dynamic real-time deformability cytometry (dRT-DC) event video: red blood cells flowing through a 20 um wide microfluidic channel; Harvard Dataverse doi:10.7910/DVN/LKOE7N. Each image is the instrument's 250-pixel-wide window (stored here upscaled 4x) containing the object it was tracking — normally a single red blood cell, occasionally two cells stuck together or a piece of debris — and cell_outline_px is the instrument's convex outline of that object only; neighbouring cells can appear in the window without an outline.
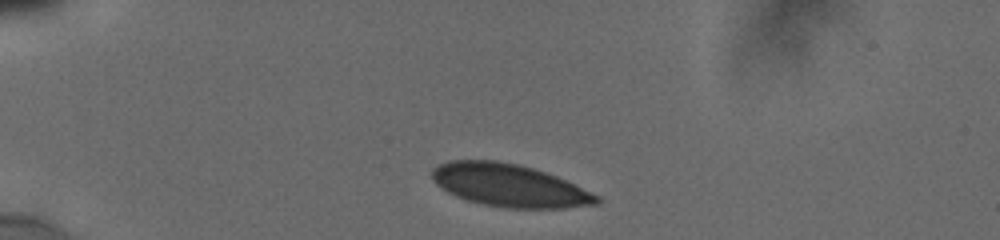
{"species": "human", "species_latin": "Homo sapiens", "temperature_condition": "cold", "stored_images_in_passage": 33, "camera_frame_rate_fps": 3000, "um_per_image_px": 0.085, "donor": {"sex": "male"}, "frame": {"image": 1, "passage_image": 1, "time_ms": 0.0, "image_size_px": [1000, 240], "cell_outline_px": [[600, 204], [564, 208], [500, 208], [480, 204], [456, 196], [440, 188], [432, 180], [432, 168], [448, 160], [496, 160], [516, 164], [532, 168], [556, 176], [600, 196]], "centroid_in_image_um": [43.27, 15.77], "position_along_channel_um": 41.7, "area_um2": 41.04}}
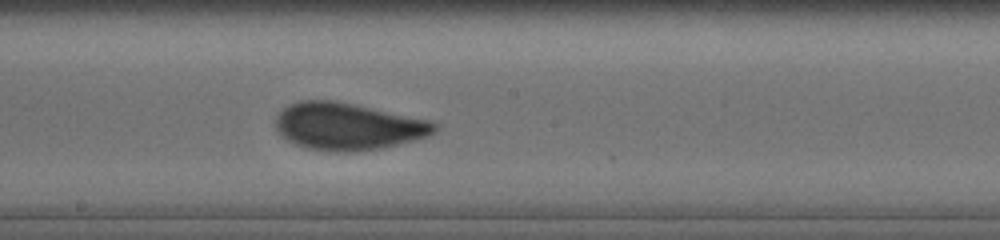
{"frame": {"image": 2, "passage_image": 21, "time_ms": 6.0, "image_size_px": [1000, 240], "cell_outline_px": [[436, 132], [428, 136], [380, 148], [356, 152], [336, 152], [308, 148], [296, 144], [280, 136], [276, 128], [276, 116], [288, 104], [300, 100], [336, 100], [432, 120], [436, 124]], "centroid_in_image_um": [29.56, 10.73], "position_along_channel_um": 218.6, "area_um2": 43.75}}
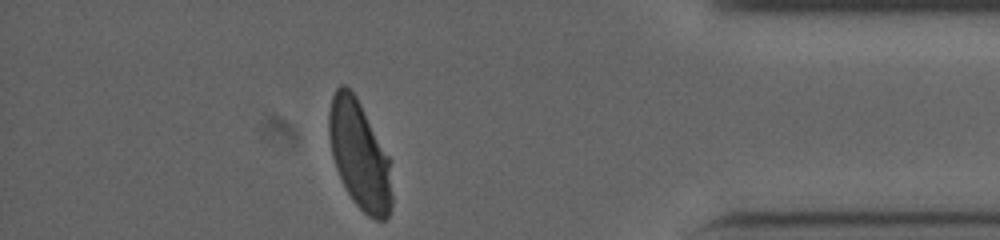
{"frame": {"image": 3, "passage_image": 33, "time_ms": 11.667, "image_size_px": [1000, 240], "cell_outline_px": [[392, 204], [388, 216], [384, 220], [376, 220], [368, 216], [352, 200], [336, 168], [332, 156], [328, 132], [328, 112], [332, 96], [336, 88], [340, 84], [344, 84], [356, 96], [388, 156], [392, 196]], "centroid_in_image_um": [30.53, 13.17], "position_along_channel_um": 404.7, "area_um2": 39.25}, "authors_computed_cell_mechanics": {"area_um2": 42.8876, "velocity_mm_per_s": 3.7993, "shape_relaxation_time_tau1_ms": 4.0489, "shape_relaxation_time_tau2_ms": null, "deformation_change_tau1": 0.1411, "deformation_change_tau2": null}}